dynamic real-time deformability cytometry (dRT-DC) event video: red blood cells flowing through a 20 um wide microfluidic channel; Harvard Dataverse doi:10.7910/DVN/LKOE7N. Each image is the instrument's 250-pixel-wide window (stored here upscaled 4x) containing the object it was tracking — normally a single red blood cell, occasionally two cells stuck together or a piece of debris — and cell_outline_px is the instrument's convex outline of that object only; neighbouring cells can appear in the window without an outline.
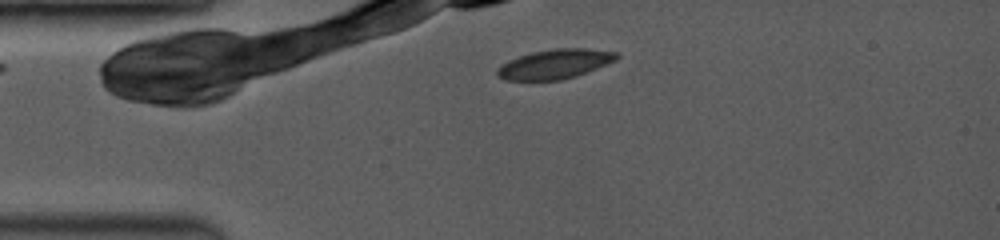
{"species": "common noctule bat (a hibernating species)", "species_latin": "Nyctalus noctula", "temperature_condition": "room temperature", "stored_images_in_passage": 7, "camera_frame_rate_fps": 3500, "um_per_image_px": 0.085, "animal": {"sex": "female", "body_mass_g": 19.0, "forearm_length_mm": 53.3}, "frame": {"image": 1, "passage_image": 4, "time_ms": 0.857, "image_size_px": [1000, 240], "cell_outline_px": [[620, 56], [616, 60], [576, 76], [560, 80], [504, 80], [496, 76], [496, 68], [520, 56], [532, 52], [556, 48], [584, 48], [620, 52]], "centroid_in_image_um": [47.19, 5.44], "position_along_channel_um": 37.8, "area_um2": 20.4}}